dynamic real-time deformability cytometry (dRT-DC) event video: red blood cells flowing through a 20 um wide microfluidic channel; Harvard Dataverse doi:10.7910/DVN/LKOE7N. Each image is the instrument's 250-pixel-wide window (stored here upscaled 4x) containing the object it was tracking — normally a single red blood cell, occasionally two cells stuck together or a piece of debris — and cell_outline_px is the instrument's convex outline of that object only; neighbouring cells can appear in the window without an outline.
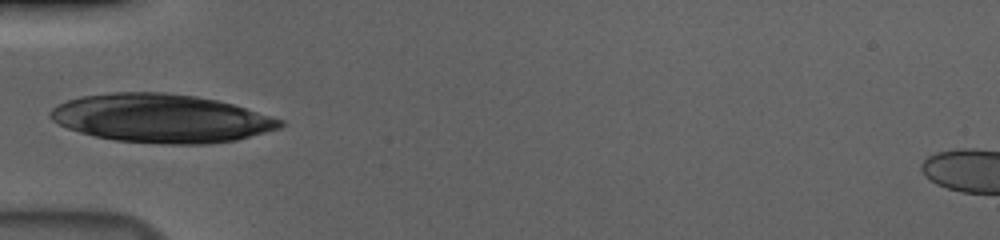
{"species": "human", "species_latin": "Homo sapiens", "temperature_condition": "cold", "stored_images_in_passage": 10, "camera_frame_rate_fps": 3000, "um_per_image_px": 0.085, "donor": {"sex": "male"}, "frame": {"image": 1, "passage_image": 1, "time_ms": 0.0, "image_size_px": [1000, 240], "cell_outline_px": [[284, 124], [280, 128], [236, 140], [208, 144], [164, 144], [116, 140], [96, 136], [80, 132], [68, 128], [52, 120], [48, 116], [48, 112], [52, 108], [68, 100], [80, 96], [108, 92], [164, 92], [196, 96], [216, 100], [232, 104], [284, 120]], "centroid_in_image_um": [13.69, 10.05], "position_along_channel_um": 71.3, "area_um2": 64.74}}
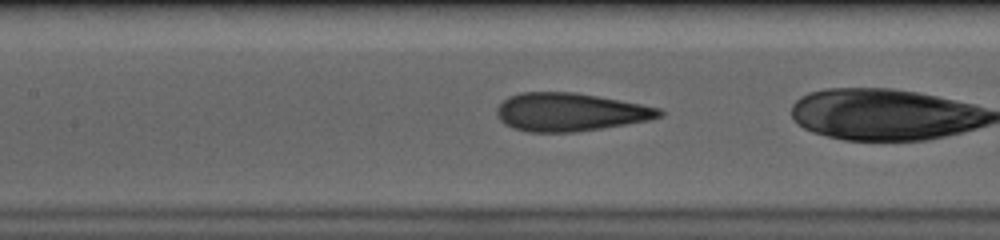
{"frame": {"image": 2, "passage_image": 6, "time_ms": 1.667, "image_size_px": [1000, 240], "cell_outline_px": [[664, 116], [652, 120], [628, 124], [576, 132], [528, 132], [512, 128], [504, 124], [500, 120], [496, 112], [496, 108], [508, 96], [520, 92], [576, 92], [640, 104], [660, 108], [664, 112]], "centroid_in_image_um": [48.46, 9.53], "position_along_channel_um": 158.9, "area_um2": 36.41}}